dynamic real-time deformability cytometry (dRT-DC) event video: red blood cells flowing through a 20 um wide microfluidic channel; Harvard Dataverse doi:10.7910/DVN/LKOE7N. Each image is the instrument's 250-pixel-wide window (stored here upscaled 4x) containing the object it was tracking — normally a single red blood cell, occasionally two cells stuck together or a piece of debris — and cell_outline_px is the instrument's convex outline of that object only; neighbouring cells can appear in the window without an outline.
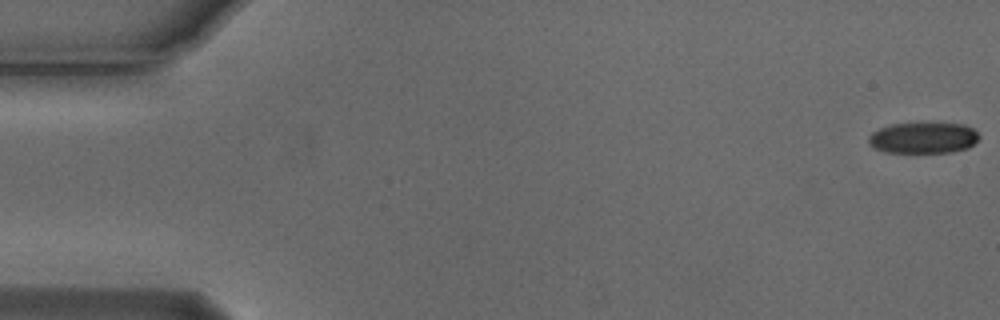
{"species": "Egyptian fruit bat (a non-hibernating species)", "species_latin": "Rousettus aegyptiacus", "temperature_condition": "cold", "stored_images_in_passage": 3, "camera_frame_rate_fps": 3000, "um_per_image_px": 0.085, "animal": {"sex": "male"}, "frame": {"image": 1, "passage_image": 1, "time_ms": 0.0, "image_size_px": [1000, 320], "cell_outline_px": [[980, 136], [968, 148], [952, 152], [884, 152], [872, 148], [868, 144], [868, 136], [872, 132], [880, 128], [892, 124], [964, 124], [972, 128]], "centroid_in_image_um": [78.43, 11.73], "position_along_channel_um": 6.6, "area_um2": 19.83}}